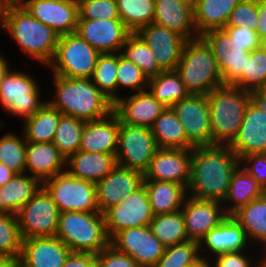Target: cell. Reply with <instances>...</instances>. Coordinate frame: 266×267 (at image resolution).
I'll use <instances>...</instances> for the list:
<instances>
[{
	"label": "cell",
	"instance_id": "cell-1",
	"mask_svg": "<svg viewBox=\"0 0 266 267\" xmlns=\"http://www.w3.org/2000/svg\"><path fill=\"white\" fill-rule=\"evenodd\" d=\"M240 159L229 145H208L191 149L189 197L223 202Z\"/></svg>",
	"mask_w": 266,
	"mask_h": 267
},
{
	"label": "cell",
	"instance_id": "cell-2",
	"mask_svg": "<svg viewBox=\"0 0 266 267\" xmlns=\"http://www.w3.org/2000/svg\"><path fill=\"white\" fill-rule=\"evenodd\" d=\"M55 100L47 103L63 115L84 121L98 120L113 111V103L97 88L91 78H67L54 75Z\"/></svg>",
	"mask_w": 266,
	"mask_h": 267
},
{
	"label": "cell",
	"instance_id": "cell-3",
	"mask_svg": "<svg viewBox=\"0 0 266 267\" xmlns=\"http://www.w3.org/2000/svg\"><path fill=\"white\" fill-rule=\"evenodd\" d=\"M253 93L223 85L207 94L211 126V145H229L237 136Z\"/></svg>",
	"mask_w": 266,
	"mask_h": 267
},
{
	"label": "cell",
	"instance_id": "cell-4",
	"mask_svg": "<svg viewBox=\"0 0 266 267\" xmlns=\"http://www.w3.org/2000/svg\"><path fill=\"white\" fill-rule=\"evenodd\" d=\"M1 28L32 58L46 65L52 61L59 35L36 20L21 4L8 5Z\"/></svg>",
	"mask_w": 266,
	"mask_h": 267
},
{
	"label": "cell",
	"instance_id": "cell-5",
	"mask_svg": "<svg viewBox=\"0 0 266 267\" xmlns=\"http://www.w3.org/2000/svg\"><path fill=\"white\" fill-rule=\"evenodd\" d=\"M55 237L72 253L96 255L110 244L104 214L100 212H61Z\"/></svg>",
	"mask_w": 266,
	"mask_h": 267
},
{
	"label": "cell",
	"instance_id": "cell-6",
	"mask_svg": "<svg viewBox=\"0 0 266 267\" xmlns=\"http://www.w3.org/2000/svg\"><path fill=\"white\" fill-rule=\"evenodd\" d=\"M175 70L190 94L207 95L223 86L217 60L201 36L187 40Z\"/></svg>",
	"mask_w": 266,
	"mask_h": 267
},
{
	"label": "cell",
	"instance_id": "cell-7",
	"mask_svg": "<svg viewBox=\"0 0 266 267\" xmlns=\"http://www.w3.org/2000/svg\"><path fill=\"white\" fill-rule=\"evenodd\" d=\"M99 52L76 32L58 38L52 61L53 75L67 78H91ZM56 60V61H55Z\"/></svg>",
	"mask_w": 266,
	"mask_h": 267
},
{
	"label": "cell",
	"instance_id": "cell-8",
	"mask_svg": "<svg viewBox=\"0 0 266 267\" xmlns=\"http://www.w3.org/2000/svg\"><path fill=\"white\" fill-rule=\"evenodd\" d=\"M42 187L50 195L59 212H100L95 183L75 178L62 171L42 182Z\"/></svg>",
	"mask_w": 266,
	"mask_h": 267
},
{
	"label": "cell",
	"instance_id": "cell-9",
	"mask_svg": "<svg viewBox=\"0 0 266 267\" xmlns=\"http://www.w3.org/2000/svg\"><path fill=\"white\" fill-rule=\"evenodd\" d=\"M38 85L30 75L10 71L0 84V103L5 111L25 119L32 117L47 101L40 102Z\"/></svg>",
	"mask_w": 266,
	"mask_h": 267
},
{
	"label": "cell",
	"instance_id": "cell-10",
	"mask_svg": "<svg viewBox=\"0 0 266 267\" xmlns=\"http://www.w3.org/2000/svg\"><path fill=\"white\" fill-rule=\"evenodd\" d=\"M59 209L46 190H40L16 214L22 239L55 237Z\"/></svg>",
	"mask_w": 266,
	"mask_h": 267
},
{
	"label": "cell",
	"instance_id": "cell-11",
	"mask_svg": "<svg viewBox=\"0 0 266 267\" xmlns=\"http://www.w3.org/2000/svg\"><path fill=\"white\" fill-rule=\"evenodd\" d=\"M157 149L149 127L130 126L120 122L115 155L117 165L144 173Z\"/></svg>",
	"mask_w": 266,
	"mask_h": 267
},
{
	"label": "cell",
	"instance_id": "cell-12",
	"mask_svg": "<svg viewBox=\"0 0 266 267\" xmlns=\"http://www.w3.org/2000/svg\"><path fill=\"white\" fill-rule=\"evenodd\" d=\"M103 214L110 239L122 230L148 226L154 217L144 184L127 196L124 202L111 206Z\"/></svg>",
	"mask_w": 266,
	"mask_h": 267
},
{
	"label": "cell",
	"instance_id": "cell-13",
	"mask_svg": "<svg viewBox=\"0 0 266 267\" xmlns=\"http://www.w3.org/2000/svg\"><path fill=\"white\" fill-rule=\"evenodd\" d=\"M110 245L129 255L140 267H154L166 249L150 225L117 232L110 239Z\"/></svg>",
	"mask_w": 266,
	"mask_h": 267
},
{
	"label": "cell",
	"instance_id": "cell-14",
	"mask_svg": "<svg viewBox=\"0 0 266 267\" xmlns=\"http://www.w3.org/2000/svg\"><path fill=\"white\" fill-rule=\"evenodd\" d=\"M182 123L187 141L193 147L211 145V126L207 95L190 94L172 107Z\"/></svg>",
	"mask_w": 266,
	"mask_h": 267
},
{
	"label": "cell",
	"instance_id": "cell-15",
	"mask_svg": "<svg viewBox=\"0 0 266 267\" xmlns=\"http://www.w3.org/2000/svg\"><path fill=\"white\" fill-rule=\"evenodd\" d=\"M20 4L36 20L52 28L59 36L77 30V0H23Z\"/></svg>",
	"mask_w": 266,
	"mask_h": 267
},
{
	"label": "cell",
	"instance_id": "cell-16",
	"mask_svg": "<svg viewBox=\"0 0 266 267\" xmlns=\"http://www.w3.org/2000/svg\"><path fill=\"white\" fill-rule=\"evenodd\" d=\"M201 37L212 49L223 85H232L245 70L247 51L233 42L223 29L209 30Z\"/></svg>",
	"mask_w": 266,
	"mask_h": 267
},
{
	"label": "cell",
	"instance_id": "cell-17",
	"mask_svg": "<svg viewBox=\"0 0 266 267\" xmlns=\"http://www.w3.org/2000/svg\"><path fill=\"white\" fill-rule=\"evenodd\" d=\"M229 147L239 159L246 155L266 153V107L251 100L238 134Z\"/></svg>",
	"mask_w": 266,
	"mask_h": 267
},
{
	"label": "cell",
	"instance_id": "cell-18",
	"mask_svg": "<svg viewBox=\"0 0 266 267\" xmlns=\"http://www.w3.org/2000/svg\"><path fill=\"white\" fill-rule=\"evenodd\" d=\"M144 183V173L116 165L103 179L95 183L100 213L124 202L125 198Z\"/></svg>",
	"mask_w": 266,
	"mask_h": 267
},
{
	"label": "cell",
	"instance_id": "cell-19",
	"mask_svg": "<svg viewBox=\"0 0 266 267\" xmlns=\"http://www.w3.org/2000/svg\"><path fill=\"white\" fill-rule=\"evenodd\" d=\"M191 149L158 148L144 172V180L176 182L188 188Z\"/></svg>",
	"mask_w": 266,
	"mask_h": 267
},
{
	"label": "cell",
	"instance_id": "cell-20",
	"mask_svg": "<svg viewBox=\"0 0 266 267\" xmlns=\"http://www.w3.org/2000/svg\"><path fill=\"white\" fill-rule=\"evenodd\" d=\"M136 34L153 50L156 62L163 71L176 69L186 38L155 23L140 28Z\"/></svg>",
	"mask_w": 266,
	"mask_h": 267
},
{
	"label": "cell",
	"instance_id": "cell-21",
	"mask_svg": "<svg viewBox=\"0 0 266 267\" xmlns=\"http://www.w3.org/2000/svg\"><path fill=\"white\" fill-rule=\"evenodd\" d=\"M76 33L100 54L121 52L131 34L120 19L78 20Z\"/></svg>",
	"mask_w": 266,
	"mask_h": 267
},
{
	"label": "cell",
	"instance_id": "cell-22",
	"mask_svg": "<svg viewBox=\"0 0 266 267\" xmlns=\"http://www.w3.org/2000/svg\"><path fill=\"white\" fill-rule=\"evenodd\" d=\"M220 203L215 200H200L187 196L181 210L189 240L200 243L210 230L228 216L221 209Z\"/></svg>",
	"mask_w": 266,
	"mask_h": 267
},
{
	"label": "cell",
	"instance_id": "cell-23",
	"mask_svg": "<svg viewBox=\"0 0 266 267\" xmlns=\"http://www.w3.org/2000/svg\"><path fill=\"white\" fill-rule=\"evenodd\" d=\"M69 248L57 237H31L22 240L21 267H63Z\"/></svg>",
	"mask_w": 266,
	"mask_h": 267
},
{
	"label": "cell",
	"instance_id": "cell-24",
	"mask_svg": "<svg viewBox=\"0 0 266 267\" xmlns=\"http://www.w3.org/2000/svg\"><path fill=\"white\" fill-rule=\"evenodd\" d=\"M165 109L150 90L137 92L126 99L119 97L113 104V111L121 123L149 128Z\"/></svg>",
	"mask_w": 266,
	"mask_h": 267
},
{
	"label": "cell",
	"instance_id": "cell-25",
	"mask_svg": "<svg viewBox=\"0 0 266 267\" xmlns=\"http://www.w3.org/2000/svg\"><path fill=\"white\" fill-rule=\"evenodd\" d=\"M119 130L120 120L114 111L104 118L86 121L79 150L116 155Z\"/></svg>",
	"mask_w": 266,
	"mask_h": 267
},
{
	"label": "cell",
	"instance_id": "cell-26",
	"mask_svg": "<svg viewBox=\"0 0 266 267\" xmlns=\"http://www.w3.org/2000/svg\"><path fill=\"white\" fill-rule=\"evenodd\" d=\"M153 23L173 30L187 40L200 37L195 32L193 8L177 0H155Z\"/></svg>",
	"mask_w": 266,
	"mask_h": 267
},
{
	"label": "cell",
	"instance_id": "cell-27",
	"mask_svg": "<svg viewBox=\"0 0 266 267\" xmlns=\"http://www.w3.org/2000/svg\"><path fill=\"white\" fill-rule=\"evenodd\" d=\"M66 158L52 143L27 142L25 170L28 169L41 182L62 173Z\"/></svg>",
	"mask_w": 266,
	"mask_h": 267
},
{
	"label": "cell",
	"instance_id": "cell-28",
	"mask_svg": "<svg viewBox=\"0 0 266 267\" xmlns=\"http://www.w3.org/2000/svg\"><path fill=\"white\" fill-rule=\"evenodd\" d=\"M67 172L75 178L96 183L109 174L117 165L114 154L78 150L66 159Z\"/></svg>",
	"mask_w": 266,
	"mask_h": 267
},
{
	"label": "cell",
	"instance_id": "cell-29",
	"mask_svg": "<svg viewBox=\"0 0 266 267\" xmlns=\"http://www.w3.org/2000/svg\"><path fill=\"white\" fill-rule=\"evenodd\" d=\"M247 241L244 229L232 215H228L200 241V249L202 248L201 245H204L202 242H204L207 246L206 248L214 255L244 251L245 247H247Z\"/></svg>",
	"mask_w": 266,
	"mask_h": 267
},
{
	"label": "cell",
	"instance_id": "cell-30",
	"mask_svg": "<svg viewBox=\"0 0 266 267\" xmlns=\"http://www.w3.org/2000/svg\"><path fill=\"white\" fill-rule=\"evenodd\" d=\"M41 187L42 182L36 177L15 174L0 187V212L16 215Z\"/></svg>",
	"mask_w": 266,
	"mask_h": 267
},
{
	"label": "cell",
	"instance_id": "cell-31",
	"mask_svg": "<svg viewBox=\"0 0 266 267\" xmlns=\"http://www.w3.org/2000/svg\"><path fill=\"white\" fill-rule=\"evenodd\" d=\"M143 184L154 216L181 210L187 198V188L176 182L144 180Z\"/></svg>",
	"mask_w": 266,
	"mask_h": 267
},
{
	"label": "cell",
	"instance_id": "cell-32",
	"mask_svg": "<svg viewBox=\"0 0 266 267\" xmlns=\"http://www.w3.org/2000/svg\"><path fill=\"white\" fill-rule=\"evenodd\" d=\"M241 0H196L194 25L199 36L213 29H223Z\"/></svg>",
	"mask_w": 266,
	"mask_h": 267
},
{
	"label": "cell",
	"instance_id": "cell-33",
	"mask_svg": "<svg viewBox=\"0 0 266 267\" xmlns=\"http://www.w3.org/2000/svg\"><path fill=\"white\" fill-rule=\"evenodd\" d=\"M158 148L192 149L184 127L171 107L161 113L150 127Z\"/></svg>",
	"mask_w": 266,
	"mask_h": 267
},
{
	"label": "cell",
	"instance_id": "cell-34",
	"mask_svg": "<svg viewBox=\"0 0 266 267\" xmlns=\"http://www.w3.org/2000/svg\"><path fill=\"white\" fill-rule=\"evenodd\" d=\"M263 194L264 189L239 165L231 177L227 194L222 202V204L231 203L229 208H224L225 213L232 215L239 208L261 197Z\"/></svg>",
	"mask_w": 266,
	"mask_h": 267
},
{
	"label": "cell",
	"instance_id": "cell-35",
	"mask_svg": "<svg viewBox=\"0 0 266 267\" xmlns=\"http://www.w3.org/2000/svg\"><path fill=\"white\" fill-rule=\"evenodd\" d=\"M233 218L244 229L246 237L263 243L266 249V195L250 201L232 214Z\"/></svg>",
	"mask_w": 266,
	"mask_h": 267
},
{
	"label": "cell",
	"instance_id": "cell-36",
	"mask_svg": "<svg viewBox=\"0 0 266 267\" xmlns=\"http://www.w3.org/2000/svg\"><path fill=\"white\" fill-rule=\"evenodd\" d=\"M62 113L47 102L24 121V135L27 142H53Z\"/></svg>",
	"mask_w": 266,
	"mask_h": 267
},
{
	"label": "cell",
	"instance_id": "cell-37",
	"mask_svg": "<svg viewBox=\"0 0 266 267\" xmlns=\"http://www.w3.org/2000/svg\"><path fill=\"white\" fill-rule=\"evenodd\" d=\"M148 87L151 94L165 107H172L190 95L176 70L162 71L149 78Z\"/></svg>",
	"mask_w": 266,
	"mask_h": 267
},
{
	"label": "cell",
	"instance_id": "cell-38",
	"mask_svg": "<svg viewBox=\"0 0 266 267\" xmlns=\"http://www.w3.org/2000/svg\"><path fill=\"white\" fill-rule=\"evenodd\" d=\"M150 227L165 247L189 240L182 210L155 215L150 222Z\"/></svg>",
	"mask_w": 266,
	"mask_h": 267
},
{
	"label": "cell",
	"instance_id": "cell-39",
	"mask_svg": "<svg viewBox=\"0 0 266 267\" xmlns=\"http://www.w3.org/2000/svg\"><path fill=\"white\" fill-rule=\"evenodd\" d=\"M120 20L131 33L153 23L155 0H116Z\"/></svg>",
	"mask_w": 266,
	"mask_h": 267
},
{
	"label": "cell",
	"instance_id": "cell-40",
	"mask_svg": "<svg viewBox=\"0 0 266 267\" xmlns=\"http://www.w3.org/2000/svg\"><path fill=\"white\" fill-rule=\"evenodd\" d=\"M122 49L125 51L120 55L136 64L148 79L163 71L156 62L153 50L136 33L128 36Z\"/></svg>",
	"mask_w": 266,
	"mask_h": 267
},
{
	"label": "cell",
	"instance_id": "cell-41",
	"mask_svg": "<svg viewBox=\"0 0 266 267\" xmlns=\"http://www.w3.org/2000/svg\"><path fill=\"white\" fill-rule=\"evenodd\" d=\"M118 52L99 54L91 77L97 88L114 104L117 90Z\"/></svg>",
	"mask_w": 266,
	"mask_h": 267
},
{
	"label": "cell",
	"instance_id": "cell-42",
	"mask_svg": "<svg viewBox=\"0 0 266 267\" xmlns=\"http://www.w3.org/2000/svg\"><path fill=\"white\" fill-rule=\"evenodd\" d=\"M85 122L68 115L60 116L52 143L66 159L79 150Z\"/></svg>",
	"mask_w": 266,
	"mask_h": 267
},
{
	"label": "cell",
	"instance_id": "cell-43",
	"mask_svg": "<svg viewBox=\"0 0 266 267\" xmlns=\"http://www.w3.org/2000/svg\"><path fill=\"white\" fill-rule=\"evenodd\" d=\"M266 83V51L263 47L246 52L243 74L232 84L237 88L255 92Z\"/></svg>",
	"mask_w": 266,
	"mask_h": 267
},
{
	"label": "cell",
	"instance_id": "cell-44",
	"mask_svg": "<svg viewBox=\"0 0 266 267\" xmlns=\"http://www.w3.org/2000/svg\"><path fill=\"white\" fill-rule=\"evenodd\" d=\"M22 240L17 216L0 212V259H19Z\"/></svg>",
	"mask_w": 266,
	"mask_h": 267
},
{
	"label": "cell",
	"instance_id": "cell-45",
	"mask_svg": "<svg viewBox=\"0 0 266 267\" xmlns=\"http://www.w3.org/2000/svg\"><path fill=\"white\" fill-rule=\"evenodd\" d=\"M199 249L200 243L193 240L168 246L154 267H193L203 259Z\"/></svg>",
	"mask_w": 266,
	"mask_h": 267
},
{
	"label": "cell",
	"instance_id": "cell-46",
	"mask_svg": "<svg viewBox=\"0 0 266 267\" xmlns=\"http://www.w3.org/2000/svg\"><path fill=\"white\" fill-rule=\"evenodd\" d=\"M27 141L14 133H7L0 138V163L7 166L16 174L25 171Z\"/></svg>",
	"mask_w": 266,
	"mask_h": 267
},
{
	"label": "cell",
	"instance_id": "cell-47",
	"mask_svg": "<svg viewBox=\"0 0 266 267\" xmlns=\"http://www.w3.org/2000/svg\"><path fill=\"white\" fill-rule=\"evenodd\" d=\"M149 79L133 62L126 60L118 52L117 88H133L137 92L146 91Z\"/></svg>",
	"mask_w": 266,
	"mask_h": 267
},
{
	"label": "cell",
	"instance_id": "cell-48",
	"mask_svg": "<svg viewBox=\"0 0 266 267\" xmlns=\"http://www.w3.org/2000/svg\"><path fill=\"white\" fill-rule=\"evenodd\" d=\"M78 20L120 19L116 0H77Z\"/></svg>",
	"mask_w": 266,
	"mask_h": 267
},
{
	"label": "cell",
	"instance_id": "cell-49",
	"mask_svg": "<svg viewBox=\"0 0 266 267\" xmlns=\"http://www.w3.org/2000/svg\"><path fill=\"white\" fill-rule=\"evenodd\" d=\"M258 21L257 0H241L232 11L225 27H247L255 30Z\"/></svg>",
	"mask_w": 266,
	"mask_h": 267
},
{
	"label": "cell",
	"instance_id": "cell-50",
	"mask_svg": "<svg viewBox=\"0 0 266 267\" xmlns=\"http://www.w3.org/2000/svg\"><path fill=\"white\" fill-rule=\"evenodd\" d=\"M97 267H140L129 255L108 245L96 254Z\"/></svg>",
	"mask_w": 266,
	"mask_h": 267
},
{
	"label": "cell",
	"instance_id": "cell-51",
	"mask_svg": "<svg viewBox=\"0 0 266 267\" xmlns=\"http://www.w3.org/2000/svg\"><path fill=\"white\" fill-rule=\"evenodd\" d=\"M223 30L229 35L233 42L244 47L247 52L262 47V39L257 35L255 30L247 27H224Z\"/></svg>",
	"mask_w": 266,
	"mask_h": 267
},
{
	"label": "cell",
	"instance_id": "cell-52",
	"mask_svg": "<svg viewBox=\"0 0 266 267\" xmlns=\"http://www.w3.org/2000/svg\"><path fill=\"white\" fill-rule=\"evenodd\" d=\"M252 162L251 166L247 164L244 167L245 171L252 176L257 183L263 188H266V153H258L246 155L240 158V162Z\"/></svg>",
	"mask_w": 266,
	"mask_h": 267
},
{
	"label": "cell",
	"instance_id": "cell-53",
	"mask_svg": "<svg viewBox=\"0 0 266 267\" xmlns=\"http://www.w3.org/2000/svg\"><path fill=\"white\" fill-rule=\"evenodd\" d=\"M244 255L242 251L216 255L215 264L211 267H251V261Z\"/></svg>",
	"mask_w": 266,
	"mask_h": 267
},
{
	"label": "cell",
	"instance_id": "cell-54",
	"mask_svg": "<svg viewBox=\"0 0 266 267\" xmlns=\"http://www.w3.org/2000/svg\"><path fill=\"white\" fill-rule=\"evenodd\" d=\"M63 267H97L96 255L71 252L66 258Z\"/></svg>",
	"mask_w": 266,
	"mask_h": 267
},
{
	"label": "cell",
	"instance_id": "cell-55",
	"mask_svg": "<svg viewBox=\"0 0 266 267\" xmlns=\"http://www.w3.org/2000/svg\"><path fill=\"white\" fill-rule=\"evenodd\" d=\"M258 21L255 31L263 40L266 38V0H257Z\"/></svg>",
	"mask_w": 266,
	"mask_h": 267
},
{
	"label": "cell",
	"instance_id": "cell-56",
	"mask_svg": "<svg viewBox=\"0 0 266 267\" xmlns=\"http://www.w3.org/2000/svg\"><path fill=\"white\" fill-rule=\"evenodd\" d=\"M16 173L0 163V187L6 184Z\"/></svg>",
	"mask_w": 266,
	"mask_h": 267
},
{
	"label": "cell",
	"instance_id": "cell-57",
	"mask_svg": "<svg viewBox=\"0 0 266 267\" xmlns=\"http://www.w3.org/2000/svg\"><path fill=\"white\" fill-rule=\"evenodd\" d=\"M253 99L260 105L266 107V83L253 92Z\"/></svg>",
	"mask_w": 266,
	"mask_h": 267
},
{
	"label": "cell",
	"instance_id": "cell-58",
	"mask_svg": "<svg viewBox=\"0 0 266 267\" xmlns=\"http://www.w3.org/2000/svg\"><path fill=\"white\" fill-rule=\"evenodd\" d=\"M0 267H20L18 259H0Z\"/></svg>",
	"mask_w": 266,
	"mask_h": 267
},
{
	"label": "cell",
	"instance_id": "cell-59",
	"mask_svg": "<svg viewBox=\"0 0 266 267\" xmlns=\"http://www.w3.org/2000/svg\"><path fill=\"white\" fill-rule=\"evenodd\" d=\"M9 70V66L5 60V58L0 54V84L5 73Z\"/></svg>",
	"mask_w": 266,
	"mask_h": 267
},
{
	"label": "cell",
	"instance_id": "cell-60",
	"mask_svg": "<svg viewBox=\"0 0 266 267\" xmlns=\"http://www.w3.org/2000/svg\"><path fill=\"white\" fill-rule=\"evenodd\" d=\"M9 4L10 3L8 2V0H0V21L2 22L7 12V8Z\"/></svg>",
	"mask_w": 266,
	"mask_h": 267
},
{
	"label": "cell",
	"instance_id": "cell-61",
	"mask_svg": "<svg viewBox=\"0 0 266 267\" xmlns=\"http://www.w3.org/2000/svg\"><path fill=\"white\" fill-rule=\"evenodd\" d=\"M177 1H179V2H181L183 4H185V5L193 8V9H194L195 4H196V0H177Z\"/></svg>",
	"mask_w": 266,
	"mask_h": 267
},
{
	"label": "cell",
	"instance_id": "cell-62",
	"mask_svg": "<svg viewBox=\"0 0 266 267\" xmlns=\"http://www.w3.org/2000/svg\"><path fill=\"white\" fill-rule=\"evenodd\" d=\"M206 258H203L201 261H199L196 265H194L193 267H211V265L209 264V261L206 262L205 260Z\"/></svg>",
	"mask_w": 266,
	"mask_h": 267
},
{
	"label": "cell",
	"instance_id": "cell-63",
	"mask_svg": "<svg viewBox=\"0 0 266 267\" xmlns=\"http://www.w3.org/2000/svg\"><path fill=\"white\" fill-rule=\"evenodd\" d=\"M23 0H8L10 4H20Z\"/></svg>",
	"mask_w": 266,
	"mask_h": 267
},
{
	"label": "cell",
	"instance_id": "cell-64",
	"mask_svg": "<svg viewBox=\"0 0 266 267\" xmlns=\"http://www.w3.org/2000/svg\"><path fill=\"white\" fill-rule=\"evenodd\" d=\"M265 253H266V250H265ZM259 267H266V255L264 257V260H262V263L260 264Z\"/></svg>",
	"mask_w": 266,
	"mask_h": 267
},
{
	"label": "cell",
	"instance_id": "cell-65",
	"mask_svg": "<svg viewBox=\"0 0 266 267\" xmlns=\"http://www.w3.org/2000/svg\"><path fill=\"white\" fill-rule=\"evenodd\" d=\"M262 47L266 51V38L262 40Z\"/></svg>",
	"mask_w": 266,
	"mask_h": 267
}]
</instances>
